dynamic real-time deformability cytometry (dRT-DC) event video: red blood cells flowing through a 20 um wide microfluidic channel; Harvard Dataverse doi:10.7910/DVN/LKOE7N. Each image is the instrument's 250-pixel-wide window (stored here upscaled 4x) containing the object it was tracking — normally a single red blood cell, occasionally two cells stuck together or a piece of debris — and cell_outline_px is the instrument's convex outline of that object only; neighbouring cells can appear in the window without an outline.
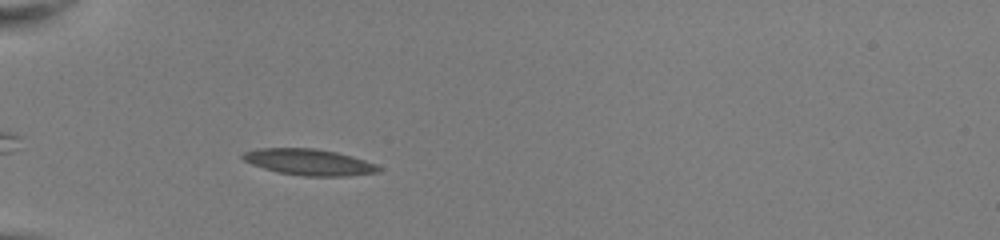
{"species": "common noctule bat (a hibernating species)", "species_latin": "Nyctalus noctula", "temperature_condition": "room temperature", "stored_images_in_passage": 38, "camera_frame_rate_fps": 3000, "um_per_image_px": 0.085, "animal": {"sex": "female", "body_mass_g": 22.0, "forearm_length_mm": 56.7}, "frame": {"image": 1, "passage_image": 4, "time_ms": 1.0, "image_size_px": [1000, 240], "cell_outline_px": [[384, 168], [380, 172], [348, 176], [304, 176], [276, 172], [252, 164], [244, 160], [240, 156], [244, 152], [260, 148], [312, 148], [336, 152], [352, 156], [376, 164]], "centroid_in_image_um": [26.3, 13.78], "position_along_channel_um": 58.7, "area_um2": 20.81}}
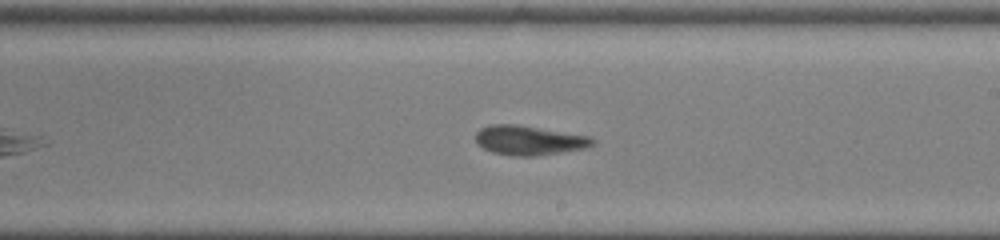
{"frame": {"image": 2, "passage_image": 19, "time_ms": 6.0, "image_size_px": [1000, 240], "cell_outline_px": [[596, 140], [592, 144], [584, 148], [536, 156], [512, 156], [492, 152], [484, 148], [476, 140], [476, 132], [480, 128], [492, 124], [516, 124], [588, 136]], "centroid_in_image_um": [44.94, 11.92], "position_along_channel_um": 244.1, "area_um2": 19.77}}
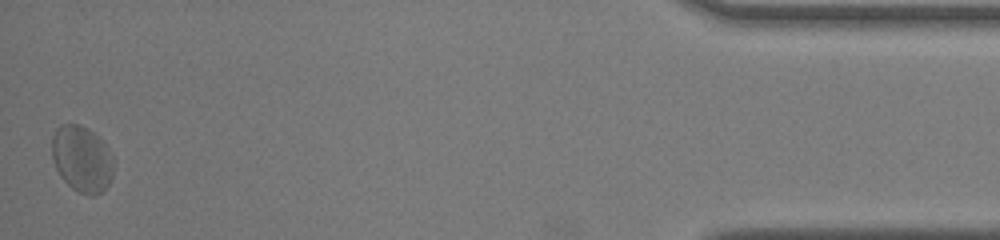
{"frame": {"image": 3, "passage_image": 38, "time_ms": 12.333, "image_size_px": [1000, 240], "cell_outline_px": [[112, 176], [108, 184], [96, 196], [88, 196], [72, 188], [60, 176], [56, 168], [52, 156], [52, 136], [56, 128], [60, 124], [76, 124], [88, 128], [104, 140], [112, 156]], "centroid_in_image_um": [6.95, 13.49], "position_along_channel_um": 428.2, "area_um2": 23.87}, "authors_computed_cell_mechanics": {"area_um2": 20.1144, "velocity_mm_per_s": 3.9837, "shape_relaxation_time_tau1_ms": 3.745, "shape_relaxation_time_tau2_ms": 1.5553, "deformation_change_tau1": 0.1231, "deformation_change_tau2": 0.0823}}